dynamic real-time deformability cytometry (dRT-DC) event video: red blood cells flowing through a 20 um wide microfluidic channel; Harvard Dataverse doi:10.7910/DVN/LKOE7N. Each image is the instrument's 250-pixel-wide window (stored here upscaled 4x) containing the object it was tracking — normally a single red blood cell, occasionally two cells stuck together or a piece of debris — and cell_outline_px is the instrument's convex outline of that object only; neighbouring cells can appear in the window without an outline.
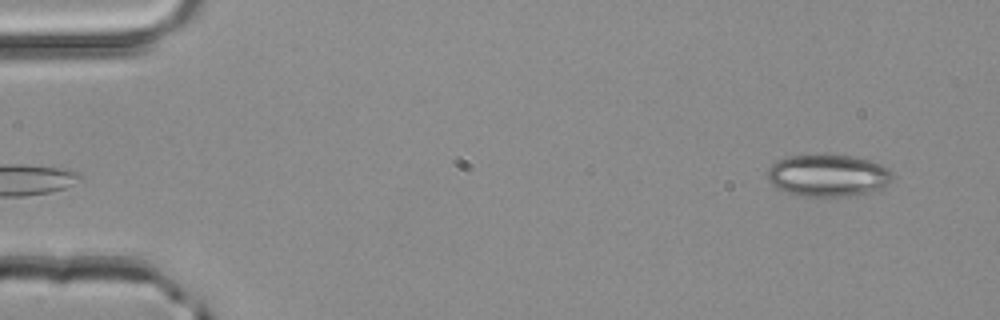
{"species": "common noctule bat (a hibernating species)", "species_latin": "Nyctalus noctula", "temperature_condition": "room temperature", "stored_images_in_passage": 2, "camera_frame_rate_fps": 3000, "um_per_image_px": 0.085, "animal": {"sex": "male", "body_mass_g": 20.4}, "frame": {"image": 1, "passage_image": 2, "time_ms": 0.333, "image_size_px": [1000, 320], "cell_outline_px": [[892, 176], [888, 184], [884, 188], [872, 192], [848, 196], [800, 196], [776, 188], [768, 180], [768, 168], [776, 160], [788, 156], [824, 152], [852, 156], [868, 160], [880, 164], [888, 168], [892, 172]], "centroid_in_image_um": [70.37, 14.88], "position_along_channel_um": 14.6, "area_um2": 31.39}}